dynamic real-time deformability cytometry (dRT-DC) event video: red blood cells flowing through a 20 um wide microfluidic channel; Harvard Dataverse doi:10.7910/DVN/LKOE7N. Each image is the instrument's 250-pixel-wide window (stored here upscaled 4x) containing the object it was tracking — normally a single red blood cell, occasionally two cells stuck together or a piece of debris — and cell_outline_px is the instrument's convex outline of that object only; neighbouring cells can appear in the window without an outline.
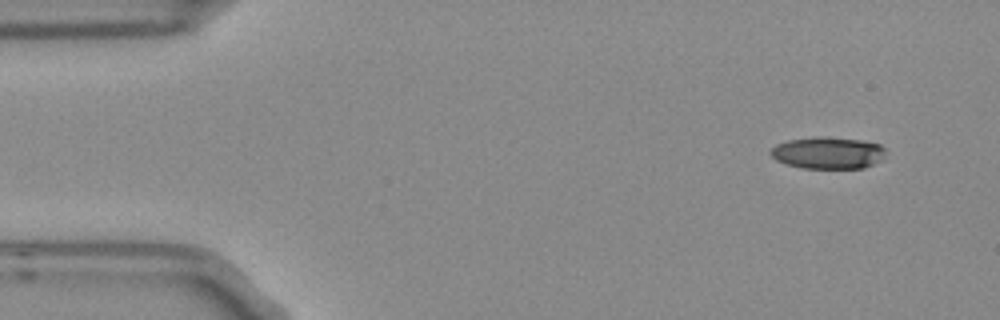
{"species": "Egyptian fruit bat (a non-hibernating species)", "species_latin": "Rousettus aegyptiacus", "temperature_condition": "room temperature", "stored_images_in_passage": 5, "camera_frame_rate_fps": 3000, "um_per_image_px": 0.085, "frame": {"image": 1, "passage_image": 1, "time_ms": 0.0, "image_size_px": [1000, 320], "cell_outline_px": [[884, 160], [864, 168], [800, 168], [776, 160], [768, 152], [776, 144], [788, 140], [816, 136], [828, 136], [864, 140], [880, 144], [884, 148]], "centroid_in_image_um": [70.4, 12.98], "position_along_channel_um": 14.6, "area_um2": 21.73}}